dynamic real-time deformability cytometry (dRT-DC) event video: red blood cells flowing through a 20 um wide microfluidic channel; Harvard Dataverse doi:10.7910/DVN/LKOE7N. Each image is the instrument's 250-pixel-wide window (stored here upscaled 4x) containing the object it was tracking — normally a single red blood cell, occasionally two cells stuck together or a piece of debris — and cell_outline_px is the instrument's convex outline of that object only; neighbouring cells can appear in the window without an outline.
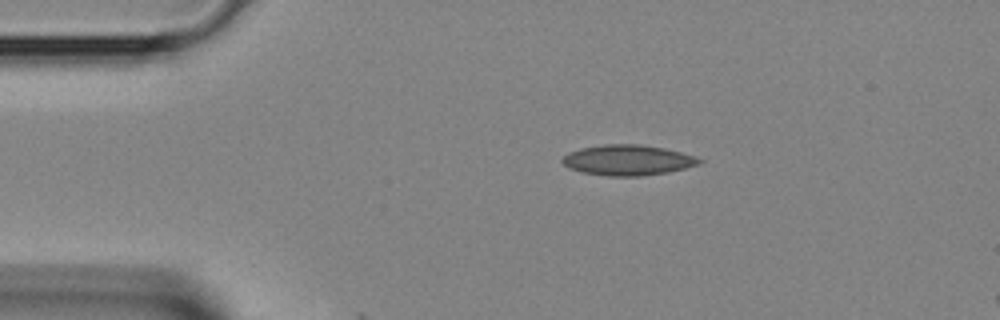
{"species": "Egyptian fruit bat (a non-hibernating species)", "species_latin": "Rousettus aegyptiacus", "temperature_condition": "room temperature", "stored_images_in_passage": 3, "segment_of_instrument_passage": [1, 2], "camera_frame_rate_fps": 3000, "um_per_image_px": 0.085, "animal": {"sex": "female"}, "frame": {"image": 1, "passage_image": 1, "time_ms": 0.0, "image_size_px": [1000, 320], "cell_outline_px": [[704, 160], [700, 164], [668, 172], [640, 176], [608, 176], [584, 172], [572, 168], [564, 164], [560, 160], [568, 152], [580, 148], [604, 144], [640, 144], [664, 148], [696, 156]], "centroid_in_image_um": [53.38, 13.6], "position_along_channel_um": 31.6, "area_um2": 24.22}}